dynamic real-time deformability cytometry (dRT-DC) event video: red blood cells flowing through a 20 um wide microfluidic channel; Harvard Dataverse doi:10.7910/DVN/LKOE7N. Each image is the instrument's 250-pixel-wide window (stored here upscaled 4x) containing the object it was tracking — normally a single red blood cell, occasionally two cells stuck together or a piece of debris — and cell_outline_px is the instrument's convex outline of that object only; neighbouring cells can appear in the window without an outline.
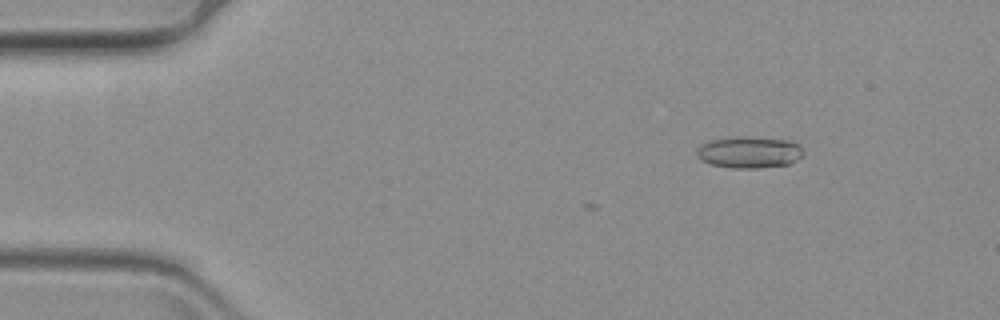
{"species": "common noctule bat (a hibernating species)", "species_latin": "Nyctalus noctula", "temperature_condition": "warm", "stored_images_in_passage": 6, "camera_frame_rate_fps": 3000, "um_per_image_px": 0.085, "animal": {"sex": "female", "body_mass_g": 19.3, "forearm_length_mm": 54.1}, "frame": {"image": 1, "passage_image": 2, "time_ms": 0.333, "image_size_px": [1000, 320], "cell_outline_px": [[804, 152], [796, 160], [788, 164], [756, 168], [732, 168], [712, 164], [700, 160], [696, 156], [696, 152], [704, 144], [712, 140], [740, 136], [792, 140]], "centroid_in_image_um": [63.68, 12.94], "position_along_channel_um": 21.3, "area_um2": 19.31}}